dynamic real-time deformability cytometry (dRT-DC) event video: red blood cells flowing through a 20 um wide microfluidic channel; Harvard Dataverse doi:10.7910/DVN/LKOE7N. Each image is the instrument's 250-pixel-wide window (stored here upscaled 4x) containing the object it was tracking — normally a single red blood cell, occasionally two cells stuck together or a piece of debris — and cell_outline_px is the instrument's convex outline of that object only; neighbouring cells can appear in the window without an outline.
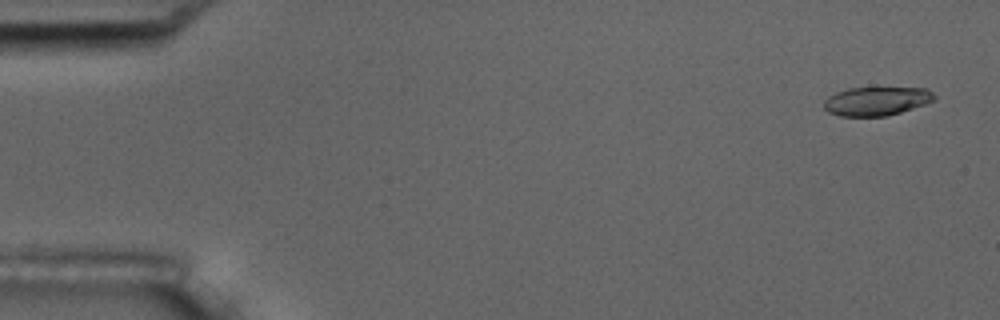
{"species": "common noctule bat (a hibernating species)", "species_latin": "Nyctalus noctula", "temperature_condition": "room temperature", "stored_images_in_passage": 5, "camera_frame_rate_fps": 3000, "um_per_image_px": 0.085, "animal": {"sex": "male", "body_mass_g": 17.5, "forearm_length_mm": 52.3}, "frame": {"image": 1, "passage_image": 1, "time_ms": 0.0, "image_size_px": [1000, 320], "cell_outline_px": [[936, 100], [888, 116], [840, 116], [828, 112], [824, 108], [824, 100], [828, 96], [836, 92], [848, 88], [928, 88], [936, 96]], "centroid_in_image_um": [74.5, 8.59], "position_along_channel_um": 10.5, "area_um2": 18.5}}
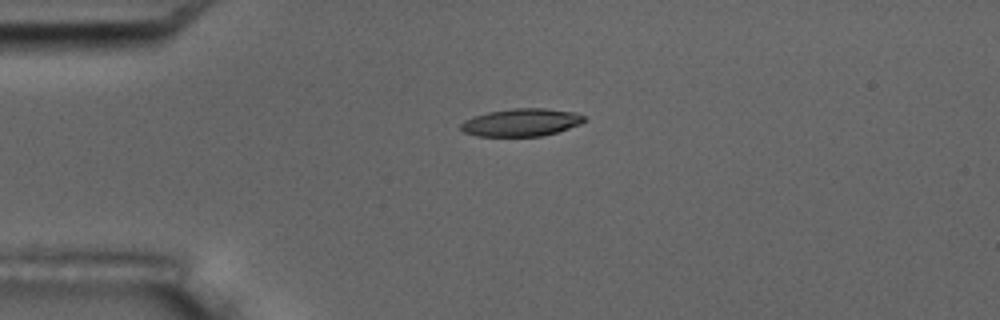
{"frame": {"image": 2, "passage_image": 4, "time_ms": 3.667, "image_size_px": [1000, 320], "cell_outline_px": [[588, 120], [580, 124], [556, 132], [540, 136], [476, 136], [464, 132], [460, 128], [460, 124], [464, 120], [472, 116], [488, 112], [512, 108], [544, 108], [576, 112], [584, 116]], "centroid_in_image_um": [44.3, 10.4], "position_along_channel_um": 40.7, "area_um2": 20.0}}